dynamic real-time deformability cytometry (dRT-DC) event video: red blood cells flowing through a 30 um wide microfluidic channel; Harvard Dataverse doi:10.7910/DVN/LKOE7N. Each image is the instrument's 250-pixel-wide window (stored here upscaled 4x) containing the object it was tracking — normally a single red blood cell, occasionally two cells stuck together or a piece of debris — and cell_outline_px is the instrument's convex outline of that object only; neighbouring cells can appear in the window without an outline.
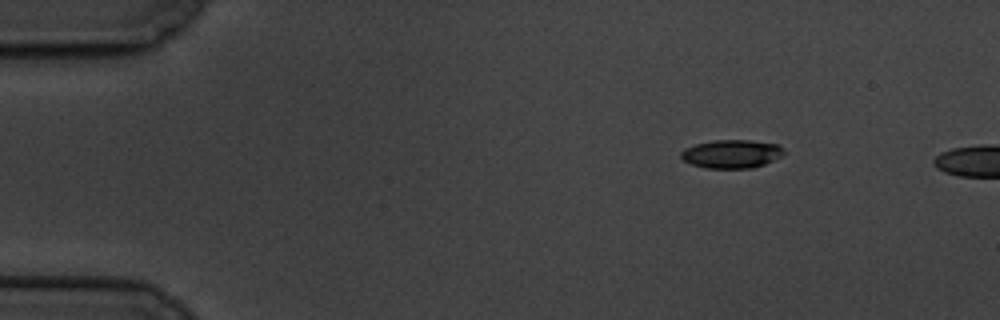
{"species": "common noctule bat (a hibernating species)", "species_latin": "Nyctalus noctula", "temperature_condition": "cold", "stored_images_in_passage": 2, "camera_frame_rate_fps": 3000, "um_per_image_px": 0.085, "animal": {"sex": "male", "body_mass_g": 19.5, "forearm_length_mm": 54.6}, "frame": {"image": 1, "passage_image": 1, "time_ms": 0.0, "image_size_px": [1000, 320], "cell_outline_px": [[784, 152], [780, 156], [764, 164], [752, 168], [704, 168], [692, 164], [684, 160], [680, 156], [680, 152], [684, 148], [696, 144], [716, 140], [752, 140], [776, 144], [784, 148]], "centroid_in_image_um": [62.16, 13.08], "position_along_channel_um": 22.8, "area_um2": 16.94}}